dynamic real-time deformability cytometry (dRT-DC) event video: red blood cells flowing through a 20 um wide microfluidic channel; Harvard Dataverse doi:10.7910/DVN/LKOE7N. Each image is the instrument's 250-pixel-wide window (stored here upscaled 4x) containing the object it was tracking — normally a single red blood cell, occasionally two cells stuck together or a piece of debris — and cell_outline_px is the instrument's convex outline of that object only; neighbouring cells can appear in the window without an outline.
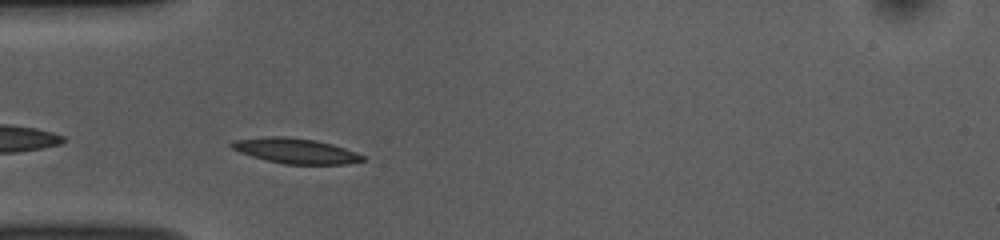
{"species": "common noctule bat (a hibernating species)", "species_latin": "Nyctalus noctula", "temperature_condition": "room temperature", "stored_images_in_passage": 39, "camera_frame_rate_fps": 3000, "um_per_image_px": 0.085, "animal": {"sex": "female", "body_mass_g": 10.0, "forearm_length_mm": 53.1}, "frame": {"image": 1, "passage_image": 2, "time_ms": 0.333, "image_size_px": [1000, 240], "cell_outline_px": [[364, 160], [348, 164], [284, 164], [252, 156], [240, 152], [232, 148], [228, 144], [236, 140], [268, 136], [288, 136], [316, 140], [332, 144], [356, 152], [364, 156]], "centroid_in_image_um": [25.14, 12.81], "position_along_channel_um": 59.9, "area_um2": 19.13}}
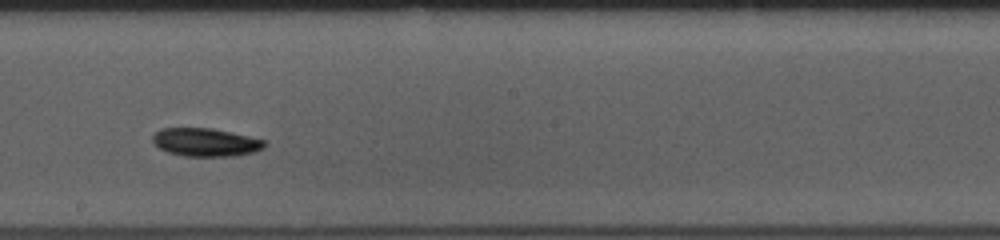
{"frame": {"image": 2, "passage_image": 16, "time_ms": 5.0, "image_size_px": [1000, 240], "cell_outline_px": [[268, 144], [264, 148], [256, 152], [236, 156], [184, 156], [168, 152], [152, 144], [152, 136], [160, 128], [212, 128], [232, 132], [264, 140]], "centroid_in_image_um": [17.49, 12.09], "position_along_channel_um": 230.7, "area_um2": 18.61}}
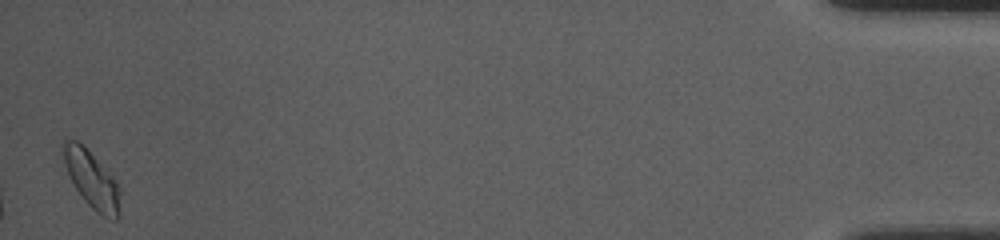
{"frame": {"image": 3, "passage_image": 39, "time_ms": 12.667, "image_size_px": [1000, 240], "cell_outline_px": [[120, 216], [116, 220], [104, 216], [96, 212], [84, 200], [76, 188], [64, 164], [60, 148], [60, 144], [64, 140], [76, 140], [84, 144], [116, 180], [120, 188]], "centroid_in_image_um": [7.79, 15.22], "position_along_channel_um": 427.4, "area_um2": 19.19}, "authors_computed_cell_mechanics": {"area_um2": 17.9758, "velocity_mm_per_s": 3.7199, "shape_relaxation_time_tau1_ms": 3.0334, "shape_relaxation_time_tau2_ms": null, "deformation_change_tau1": 0.0898, "deformation_change_tau2": null}}